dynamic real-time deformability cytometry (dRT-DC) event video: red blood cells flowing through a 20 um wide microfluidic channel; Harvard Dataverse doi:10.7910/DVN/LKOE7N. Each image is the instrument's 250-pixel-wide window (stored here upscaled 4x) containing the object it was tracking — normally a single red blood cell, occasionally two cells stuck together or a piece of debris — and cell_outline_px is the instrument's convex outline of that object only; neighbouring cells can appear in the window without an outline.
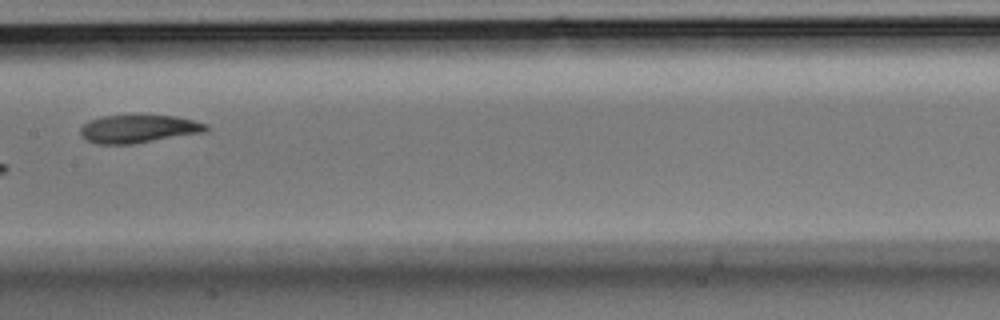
{"species": "Egyptian fruit bat (a non-hibernating species)", "species_latin": "Rousettus aegyptiacus", "temperature_condition": "room temperature", "stored_images_in_passage": 7, "camera_frame_rate_fps": 3000, "um_per_image_px": 0.085, "animal": {"sex": "male"}, "frame": {"image": 1, "passage_image": 7, "time_ms": 2.0, "image_size_px": [1000, 320], "cell_outline_px": [[208, 128], [204, 132], [132, 144], [96, 144], [80, 136], [80, 128], [88, 120], [104, 116], [176, 116], [208, 124]], "centroid_in_image_um": [11.74, 10.96], "position_along_channel_um": 195.7, "area_um2": 20.29}}